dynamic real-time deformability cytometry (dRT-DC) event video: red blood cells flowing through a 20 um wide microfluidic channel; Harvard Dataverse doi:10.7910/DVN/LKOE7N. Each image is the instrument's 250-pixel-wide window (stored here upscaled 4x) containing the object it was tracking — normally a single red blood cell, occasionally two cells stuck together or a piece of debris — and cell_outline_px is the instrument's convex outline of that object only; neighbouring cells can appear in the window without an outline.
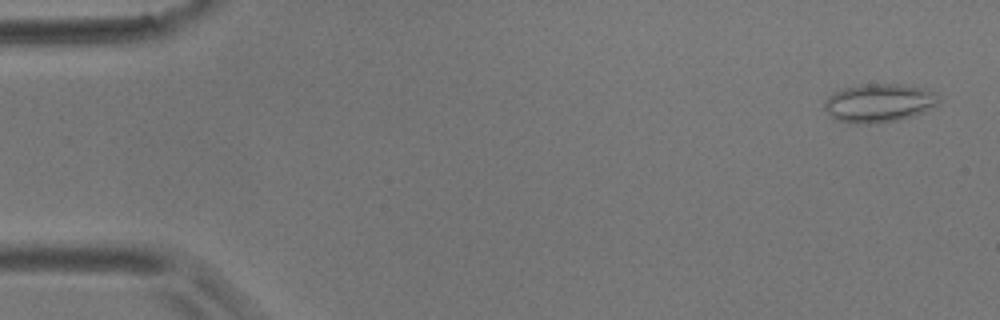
{"species": "common noctule bat (a hibernating species)", "species_latin": "Nyctalus noctula", "temperature_condition": "room temperature", "stored_images_in_passage": 55, "camera_frame_rate_fps": 3000, "um_per_image_px": 0.085, "animal": {"sex": "male", "body_mass_g": 17.9}, "frame": {"image": 1, "passage_image": 2, "time_ms": 0.333, "image_size_px": [1000, 320], "cell_outline_px": [[940, 104], [924, 112], [912, 116], [896, 120], [876, 124], [848, 124], [836, 120], [824, 108], [824, 100], [832, 92], [844, 88], [864, 84], [896, 84], [924, 88], [936, 92], [940, 96]], "centroid_in_image_um": [74.73, 8.76], "position_along_channel_um": 10.3, "area_um2": 26.07}}
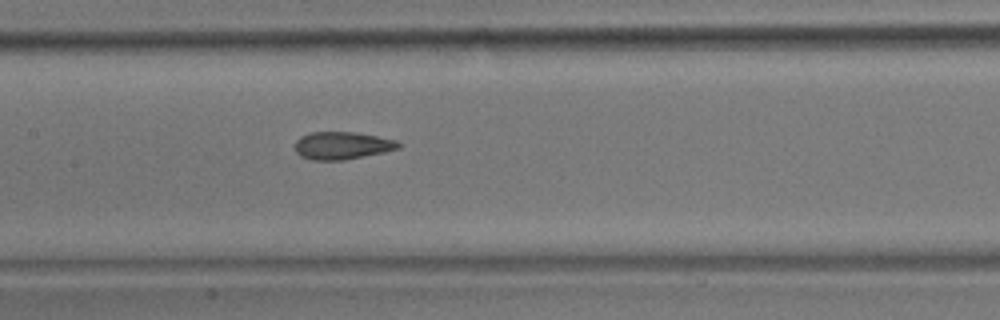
{"frame": {"image": 2, "passage_image": 26, "time_ms": 8.333, "image_size_px": [1000, 320], "cell_outline_px": [[400, 148], [384, 152], [344, 160], [312, 160], [300, 156], [296, 152], [296, 140], [300, 136], [312, 132], [356, 132], [396, 140], [400, 144]], "centroid_in_image_um": [29.07, 12.37], "position_along_channel_um": 178.3, "area_um2": 16.59}}
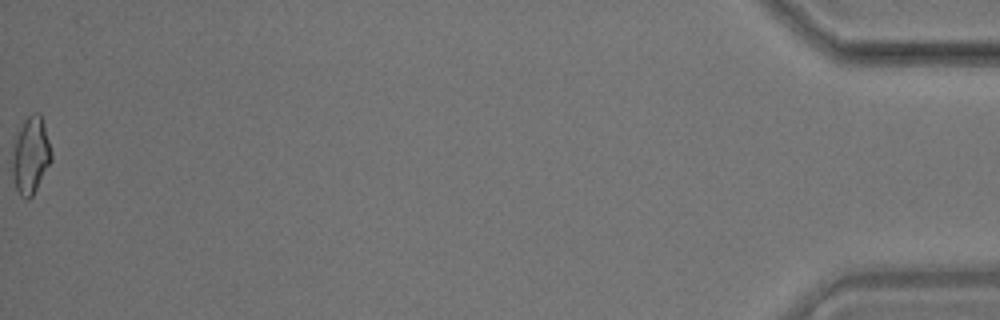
{"frame": {"image": 3, "passage_image": 55, "time_ms": 18.0, "image_size_px": [1000, 320], "cell_outline_px": [[52, 160], [32, 196], [28, 200], [24, 200], [20, 196], [16, 188], [12, 176], [12, 156], [16, 140], [20, 128], [24, 120], [32, 112], [40, 112], [52, 152]], "centroid_in_image_um": [2.61, 13.23], "position_along_channel_um": 432.6, "area_um2": 17.4}, "authors_computed_cell_mechanics": {"area_um2": 16.8198, "velocity_mm_per_s": 3.6555, "shape_relaxation_time_tau1_ms": null, "shape_relaxation_time_tau2_ms": 1.7376, "deformation_change_tau1": null, "deformation_change_tau2": 0.083}}